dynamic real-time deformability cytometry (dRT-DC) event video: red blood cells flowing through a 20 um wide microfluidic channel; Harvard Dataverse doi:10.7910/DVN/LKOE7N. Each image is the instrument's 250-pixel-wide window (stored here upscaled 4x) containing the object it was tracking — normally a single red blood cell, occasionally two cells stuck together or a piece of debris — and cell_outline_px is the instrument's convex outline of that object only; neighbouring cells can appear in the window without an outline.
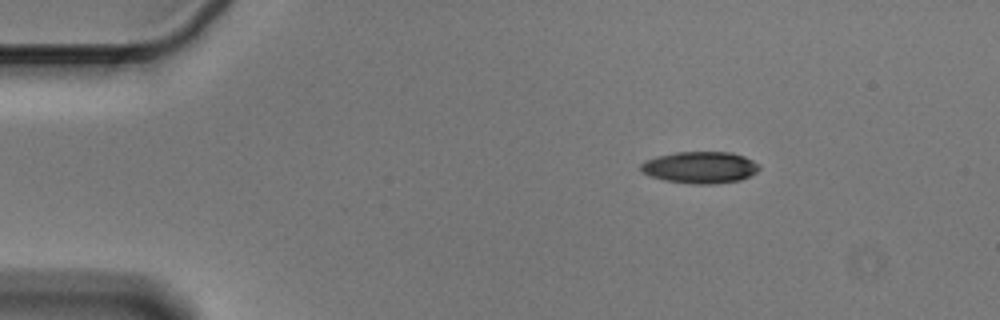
{"species": "Egyptian fruit bat (a non-hibernating species)", "species_latin": "Rousettus aegyptiacus", "temperature_condition": "cold", "stored_images_in_passage": 3, "camera_frame_rate_fps": 3000, "um_per_image_px": 0.085, "animal": {"sex": "male"}, "frame": {"image": 1, "passage_image": 1, "time_ms": 0.0, "image_size_px": [1000, 320], "cell_outline_px": [[760, 168], [756, 172], [740, 180], [716, 184], [692, 184], [664, 180], [648, 176], [640, 172], [640, 164], [644, 160], [656, 156], [676, 152], [732, 152], [744, 156], [760, 164]], "centroid_in_image_um": [59.47, 14.23], "position_along_channel_um": 25.5, "area_um2": 22.2}}